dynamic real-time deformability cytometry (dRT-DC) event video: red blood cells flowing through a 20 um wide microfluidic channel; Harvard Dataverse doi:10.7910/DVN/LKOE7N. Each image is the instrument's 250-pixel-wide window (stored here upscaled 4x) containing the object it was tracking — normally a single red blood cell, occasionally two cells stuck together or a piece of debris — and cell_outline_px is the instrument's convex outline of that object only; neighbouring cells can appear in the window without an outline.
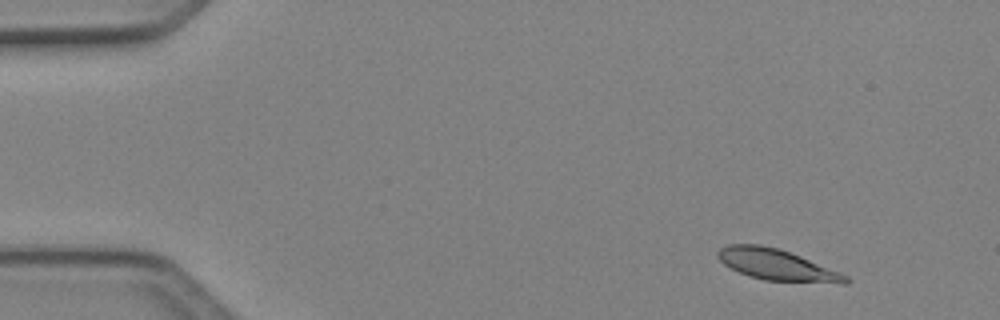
{"species": "Egyptian fruit bat (a non-hibernating species)", "species_latin": "Rousettus aegyptiacus", "temperature_condition": "cold", "stored_images_in_passage": 5, "camera_frame_rate_fps": 3000, "um_per_image_px": 0.085, "animal": {"sex": "female"}, "frame": {"image": 1, "passage_image": 1, "time_ms": 0.0, "image_size_px": [1000, 320], "cell_outline_px": [[848, 284], [844, 284], [764, 280], [748, 276], [724, 264], [716, 256], [716, 252], [720, 248], [728, 244], [760, 244], [780, 248], [840, 272], [848, 276]], "centroid_in_image_um": [66.02, 22.5], "position_along_channel_um": 19.0, "area_um2": 23.24}}
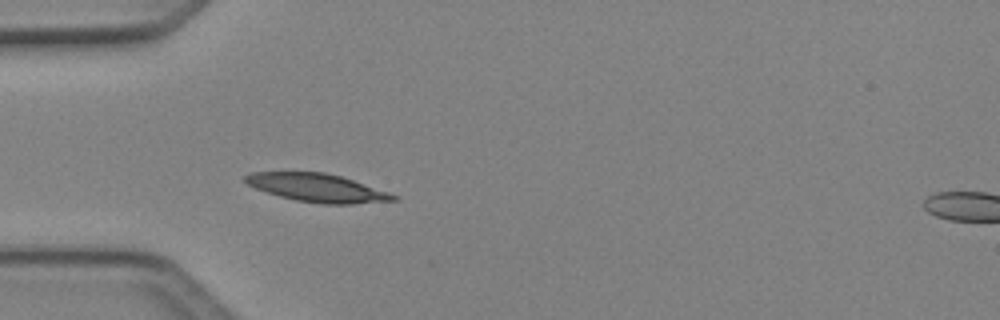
{"frame": {"image": 2, "passage_image": 4, "time_ms": 1.0, "image_size_px": [1000, 320], "cell_outline_px": [[396, 200], [352, 204], [324, 204], [296, 200], [280, 196], [256, 188], [248, 184], [244, 180], [244, 176], [252, 172], [324, 172], [340, 176], [388, 192], [396, 196]], "centroid_in_image_um": [26.94, 15.96], "position_along_channel_um": 58.1, "area_um2": 23.87}}